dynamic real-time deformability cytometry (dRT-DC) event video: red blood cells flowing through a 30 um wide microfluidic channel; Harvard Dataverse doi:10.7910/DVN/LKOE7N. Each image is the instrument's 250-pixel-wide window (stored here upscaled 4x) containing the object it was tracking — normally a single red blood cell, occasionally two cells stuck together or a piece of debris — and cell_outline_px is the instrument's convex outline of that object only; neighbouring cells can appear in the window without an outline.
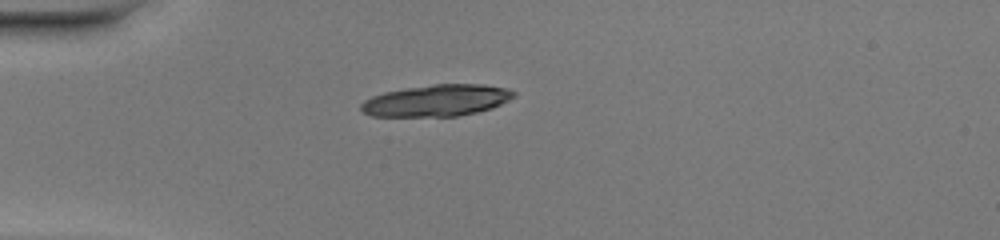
{"species": "common noctule bat (a hibernating species)", "species_latin": "Nyctalus noctula", "temperature_condition": "warm", "stored_images_in_passage": 36, "camera_frame_rate_fps": 3000, "um_per_image_px": 0.085, "animal": {"sex": "female", "body_mass_g": 20.0, "forearm_length_mm": 54.0}, "frame": {"image": 1, "passage_image": 1, "time_ms": 0.0, "image_size_px": [1000, 240], "cell_outline_px": [[516, 96], [492, 108], [476, 112], [456, 116], [372, 116], [364, 112], [360, 108], [360, 104], [364, 100], [372, 96], [384, 92], [408, 88], [436, 84], [484, 84], [508, 88], [516, 92]], "centroid_in_image_um": [37.14, 8.53], "position_along_channel_um": 47.9, "area_um2": 28.03}}